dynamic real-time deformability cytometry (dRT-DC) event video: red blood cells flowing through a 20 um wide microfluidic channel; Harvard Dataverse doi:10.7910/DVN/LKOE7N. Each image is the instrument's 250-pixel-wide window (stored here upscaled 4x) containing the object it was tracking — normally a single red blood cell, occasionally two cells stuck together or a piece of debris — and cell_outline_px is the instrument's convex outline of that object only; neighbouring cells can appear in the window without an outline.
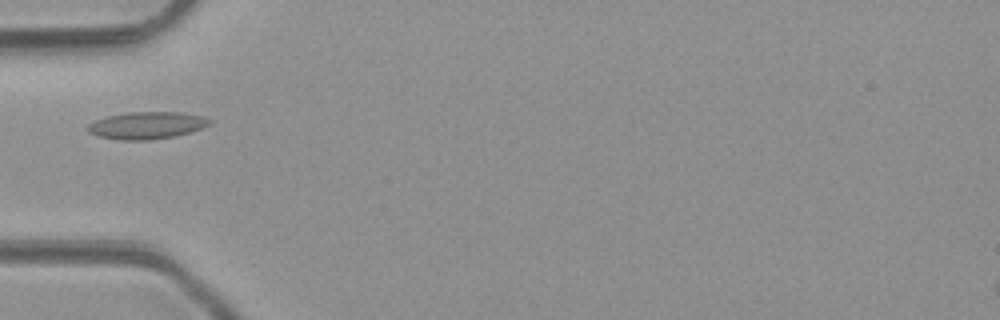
{"species": "common noctule bat (a hibernating species)", "species_latin": "Nyctalus noctula", "temperature_condition": "room temperature", "stored_images_in_passage": 3, "camera_frame_rate_fps": 3000, "um_per_image_px": 0.085, "animal": {"sex": "male", "body_mass_g": 23.1, "forearm_length_mm": 52.7}, "frame": {"image": 1, "passage_image": 3, "time_ms": 3.0, "image_size_px": [1000, 320], "cell_outline_px": [[212, 124], [176, 136], [148, 140], [120, 140], [100, 136], [88, 132], [88, 124], [96, 120], [108, 116], [128, 112], [184, 112], [200, 116], [212, 120]], "centroid_in_image_um": [12.49, 10.65], "position_along_channel_um": 72.5, "area_um2": 19.13}}